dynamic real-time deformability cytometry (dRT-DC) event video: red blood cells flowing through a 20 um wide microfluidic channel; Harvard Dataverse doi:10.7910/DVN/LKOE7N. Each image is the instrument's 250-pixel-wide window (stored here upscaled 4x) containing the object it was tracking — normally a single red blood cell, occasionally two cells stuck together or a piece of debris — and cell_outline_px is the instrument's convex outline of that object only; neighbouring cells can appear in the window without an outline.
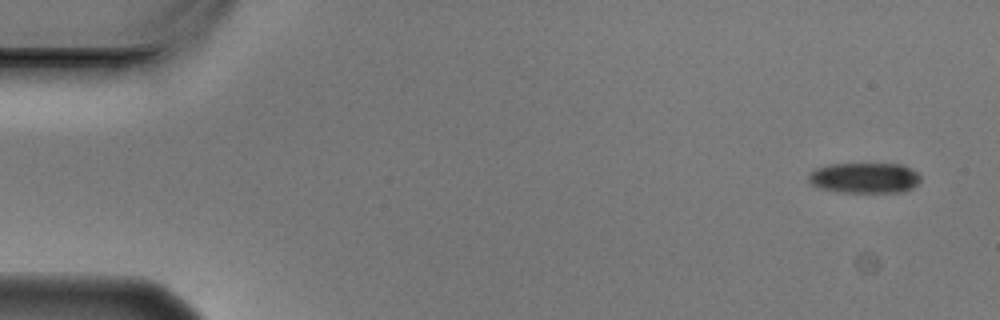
{"species": "Egyptian fruit bat (a non-hibernating species)", "species_latin": "Rousettus aegyptiacus", "temperature_condition": "cold", "stored_images_in_passage": 4, "camera_frame_rate_fps": 3000, "um_per_image_px": 0.085, "animal": {"sex": "male"}, "frame": {"image": 1, "passage_image": 1, "time_ms": 0.0, "image_size_px": [1000, 320], "cell_outline_px": [[920, 180], [912, 188], [900, 192], [840, 192], [820, 188], [812, 184], [808, 180], [808, 176], [816, 168], [828, 164], [904, 164], [916, 172], [920, 176]], "centroid_in_image_um": [73.49, 15.11], "position_along_channel_um": 11.5, "area_um2": 19.83}}
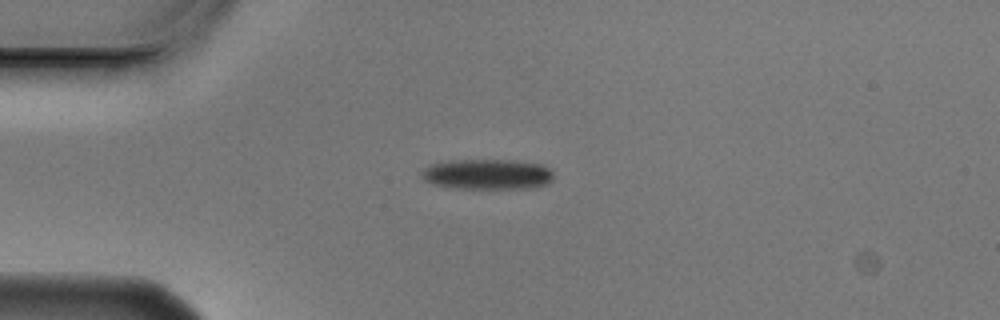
{"frame": {"image": 2, "passage_image": 4, "time_ms": 1.0, "image_size_px": [1000, 320], "cell_outline_px": [[552, 180], [548, 184], [532, 188], [456, 188], [436, 184], [424, 180], [420, 176], [420, 172], [428, 164], [448, 160], [508, 160], [540, 164], [548, 168], [552, 172]], "centroid_in_image_um": [41.39, 14.8], "position_along_channel_um": 43.6, "area_um2": 23.35}}